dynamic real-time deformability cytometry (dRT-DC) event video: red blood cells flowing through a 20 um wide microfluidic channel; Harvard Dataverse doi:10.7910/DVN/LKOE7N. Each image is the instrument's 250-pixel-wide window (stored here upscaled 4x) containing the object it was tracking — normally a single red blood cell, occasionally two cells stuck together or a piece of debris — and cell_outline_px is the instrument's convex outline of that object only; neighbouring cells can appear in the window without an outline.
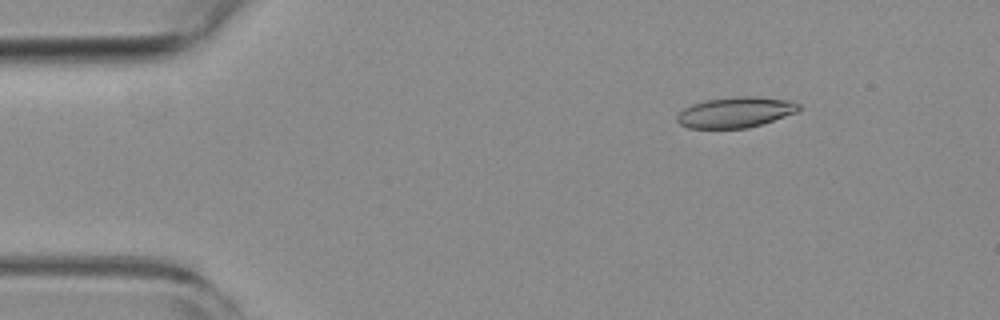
{"species": "common noctule bat (a hibernating species)", "species_latin": "Nyctalus noctula", "temperature_condition": "room temperature", "stored_images_in_passage": 12, "camera_frame_rate_fps": 3000, "um_per_image_px": 0.085, "animal": {"sex": "female", "body_mass_g": 19.3, "forearm_length_mm": 54.1}, "frame": {"image": 1, "passage_image": 3, "time_ms": 0.667, "image_size_px": [1000, 320], "cell_outline_px": [[804, 108], [796, 112], [748, 128], [688, 128], [680, 124], [676, 120], [676, 116], [684, 108], [692, 104], [704, 100], [740, 96], [756, 96], [792, 100], [800, 104]], "centroid_in_image_um": [62.53, 9.53], "position_along_channel_um": 22.5, "area_um2": 21.79}}